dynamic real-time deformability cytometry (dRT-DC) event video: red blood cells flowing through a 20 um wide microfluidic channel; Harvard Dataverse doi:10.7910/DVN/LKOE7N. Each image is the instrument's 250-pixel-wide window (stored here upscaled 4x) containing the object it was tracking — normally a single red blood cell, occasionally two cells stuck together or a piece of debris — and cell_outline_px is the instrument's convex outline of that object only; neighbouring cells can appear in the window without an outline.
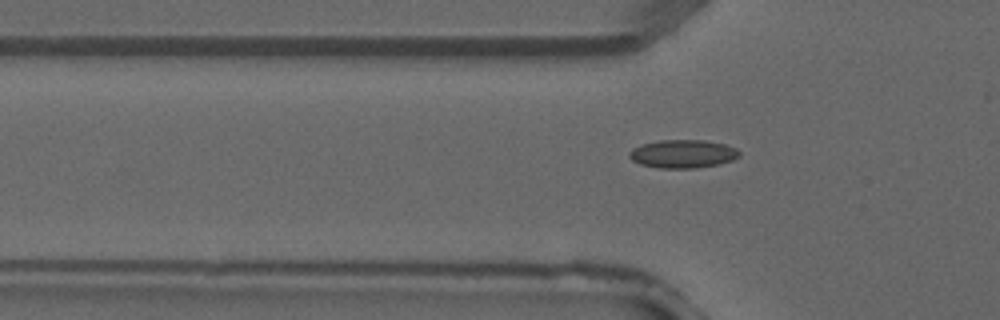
{"species": "common noctule bat (a hibernating species)", "species_latin": "Nyctalus noctula", "temperature_condition": "warm", "stored_images_in_passage": 4, "camera_frame_rate_fps": 3000, "um_per_image_px": 0.085, "animal": {"sex": "male", "forearm_length_mm": 52.5}, "frame": {"image": 1, "passage_image": 3, "time_ms": 0.667, "image_size_px": [1000, 320], "cell_outline_px": [[740, 156], [732, 160], [720, 164], [696, 168], [660, 168], [640, 164], [632, 160], [628, 156], [628, 152], [632, 148], [644, 144], [660, 140], [704, 140], [724, 144], [736, 148], [740, 152]], "centroid_in_image_um": [58.04, 13.08], "position_along_channel_um": 67.8, "area_um2": 18.15}}